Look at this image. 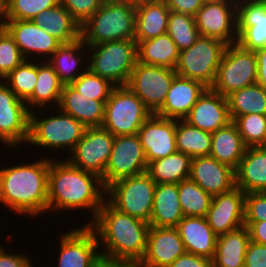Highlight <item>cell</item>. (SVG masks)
Masks as SVG:
<instances>
[{
    "label": "cell",
    "mask_w": 266,
    "mask_h": 267,
    "mask_svg": "<svg viewBox=\"0 0 266 267\" xmlns=\"http://www.w3.org/2000/svg\"><path fill=\"white\" fill-rule=\"evenodd\" d=\"M249 232V237L252 242L257 244L266 245V220L244 223Z\"/></svg>",
    "instance_id": "f5cc1de1"
},
{
    "label": "cell",
    "mask_w": 266,
    "mask_h": 267,
    "mask_svg": "<svg viewBox=\"0 0 266 267\" xmlns=\"http://www.w3.org/2000/svg\"><path fill=\"white\" fill-rule=\"evenodd\" d=\"M179 200L184 216L206 217L213 196L191 179L178 183Z\"/></svg>",
    "instance_id": "f35d334b"
},
{
    "label": "cell",
    "mask_w": 266,
    "mask_h": 267,
    "mask_svg": "<svg viewBox=\"0 0 266 267\" xmlns=\"http://www.w3.org/2000/svg\"><path fill=\"white\" fill-rule=\"evenodd\" d=\"M37 61L24 60L12 72L2 79L16 96L26 102L33 94L37 81Z\"/></svg>",
    "instance_id": "60d3db41"
},
{
    "label": "cell",
    "mask_w": 266,
    "mask_h": 267,
    "mask_svg": "<svg viewBox=\"0 0 266 267\" xmlns=\"http://www.w3.org/2000/svg\"><path fill=\"white\" fill-rule=\"evenodd\" d=\"M237 2L220 0L204 2L195 18L200 36L222 40L227 45L237 42Z\"/></svg>",
    "instance_id": "9a60e30c"
},
{
    "label": "cell",
    "mask_w": 266,
    "mask_h": 267,
    "mask_svg": "<svg viewBox=\"0 0 266 267\" xmlns=\"http://www.w3.org/2000/svg\"><path fill=\"white\" fill-rule=\"evenodd\" d=\"M63 85L53 66L47 60H38L35 88L32 96L25 102L28 110L31 112L38 108L43 111L50 105L58 107Z\"/></svg>",
    "instance_id": "1f68e13d"
},
{
    "label": "cell",
    "mask_w": 266,
    "mask_h": 267,
    "mask_svg": "<svg viewBox=\"0 0 266 267\" xmlns=\"http://www.w3.org/2000/svg\"><path fill=\"white\" fill-rule=\"evenodd\" d=\"M246 149L247 146L233 121L211 133L210 156L234 170L237 169Z\"/></svg>",
    "instance_id": "d6a6232c"
},
{
    "label": "cell",
    "mask_w": 266,
    "mask_h": 267,
    "mask_svg": "<svg viewBox=\"0 0 266 267\" xmlns=\"http://www.w3.org/2000/svg\"><path fill=\"white\" fill-rule=\"evenodd\" d=\"M245 195L240 188L213 196L206 220L217 236L244 226Z\"/></svg>",
    "instance_id": "ffe728a7"
},
{
    "label": "cell",
    "mask_w": 266,
    "mask_h": 267,
    "mask_svg": "<svg viewBox=\"0 0 266 267\" xmlns=\"http://www.w3.org/2000/svg\"><path fill=\"white\" fill-rule=\"evenodd\" d=\"M203 83L176 75L157 116L183 120L207 89Z\"/></svg>",
    "instance_id": "cb8c5ba5"
},
{
    "label": "cell",
    "mask_w": 266,
    "mask_h": 267,
    "mask_svg": "<svg viewBox=\"0 0 266 267\" xmlns=\"http://www.w3.org/2000/svg\"><path fill=\"white\" fill-rule=\"evenodd\" d=\"M257 57V84L266 90V47L255 51Z\"/></svg>",
    "instance_id": "db71d44e"
},
{
    "label": "cell",
    "mask_w": 266,
    "mask_h": 267,
    "mask_svg": "<svg viewBox=\"0 0 266 267\" xmlns=\"http://www.w3.org/2000/svg\"><path fill=\"white\" fill-rule=\"evenodd\" d=\"M226 45L222 40L199 36L190 48L179 52L176 74L199 81L210 88L215 81Z\"/></svg>",
    "instance_id": "9c48e42d"
},
{
    "label": "cell",
    "mask_w": 266,
    "mask_h": 267,
    "mask_svg": "<svg viewBox=\"0 0 266 267\" xmlns=\"http://www.w3.org/2000/svg\"><path fill=\"white\" fill-rule=\"evenodd\" d=\"M82 54L87 57L88 51L87 45L80 38L71 43L61 44L47 61L53 66L54 71L63 84H71L88 69L86 67L88 66L86 64L88 59L83 60ZM83 65L85 68L82 69Z\"/></svg>",
    "instance_id": "f546056e"
},
{
    "label": "cell",
    "mask_w": 266,
    "mask_h": 267,
    "mask_svg": "<svg viewBox=\"0 0 266 267\" xmlns=\"http://www.w3.org/2000/svg\"><path fill=\"white\" fill-rule=\"evenodd\" d=\"M155 186L150 175L144 172L111 184L107 188L106 199L119 211L149 223Z\"/></svg>",
    "instance_id": "ba28073f"
},
{
    "label": "cell",
    "mask_w": 266,
    "mask_h": 267,
    "mask_svg": "<svg viewBox=\"0 0 266 267\" xmlns=\"http://www.w3.org/2000/svg\"><path fill=\"white\" fill-rule=\"evenodd\" d=\"M0 22L14 39L25 60H30L31 57V60L37 58V60H48L61 45L56 38L32 20H0Z\"/></svg>",
    "instance_id": "2e32d148"
},
{
    "label": "cell",
    "mask_w": 266,
    "mask_h": 267,
    "mask_svg": "<svg viewBox=\"0 0 266 267\" xmlns=\"http://www.w3.org/2000/svg\"><path fill=\"white\" fill-rule=\"evenodd\" d=\"M183 217L178 184H156L149 225L152 227H176Z\"/></svg>",
    "instance_id": "f1b7e54d"
},
{
    "label": "cell",
    "mask_w": 266,
    "mask_h": 267,
    "mask_svg": "<svg viewBox=\"0 0 266 267\" xmlns=\"http://www.w3.org/2000/svg\"><path fill=\"white\" fill-rule=\"evenodd\" d=\"M88 69L117 86H126L137 62L134 39L103 42L87 46ZM90 55V56H89Z\"/></svg>",
    "instance_id": "5b68a950"
},
{
    "label": "cell",
    "mask_w": 266,
    "mask_h": 267,
    "mask_svg": "<svg viewBox=\"0 0 266 267\" xmlns=\"http://www.w3.org/2000/svg\"><path fill=\"white\" fill-rule=\"evenodd\" d=\"M203 2H216V1H220V0H202Z\"/></svg>",
    "instance_id": "91938a15"
},
{
    "label": "cell",
    "mask_w": 266,
    "mask_h": 267,
    "mask_svg": "<svg viewBox=\"0 0 266 267\" xmlns=\"http://www.w3.org/2000/svg\"><path fill=\"white\" fill-rule=\"evenodd\" d=\"M122 1L134 3L136 5V4H139V3H142V2H146V1H150V0H122Z\"/></svg>",
    "instance_id": "6f0895ef"
},
{
    "label": "cell",
    "mask_w": 266,
    "mask_h": 267,
    "mask_svg": "<svg viewBox=\"0 0 266 267\" xmlns=\"http://www.w3.org/2000/svg\"><path fill=\"white\" fill-rule=\"evenodd\" d=\"M47 212L90 209L94 220L106 200L102 178L71 165L67 158L51 160L48 171Z\"/></svg>",
    "instance_id": "6da1fadb"
},
{
    "label": "cell",
    "mask_w": 266,
    "mask_h": 267,
    "mask_svg": "<svg viewBox=\"0 0 266 267\" xmlns=\"http://www.w3.org/2000/svg\"><path fill=\"white\" fill-rule=\"evenodd\" d=\"M171 11L195 16L202 7V0H163Z\"/></svg>",
    "instance_id": "816d5d0a"
},
{
    "label": "cell",
    "mask_w": 266,
    "mask_h": 267,
    "mask_svg": "<svg viewBox=\"0 0 266 267\" xmlns=\"http://www.w3.org/2000/svg\"><path fill=\"white\" fill-rule=\"evenodd\" d=\"M168 267H214L213 260L188 252L178 257Z\"/></svg>",
    "instance_id": "f907efd6"
},
{
    "label": "cell",
    "mask_w": 266,
    "mask_h": 267,
    "mask_svg": "<svg viewBox=\"0 0 266 267\" xmlns=\"http://www.w3.org/2000/svg\"><path fill=\"white\" fill-rule=\"evenodd\" d=\"M60 4V0H7L0 20H32L43 10Z\"/></svg>",
    "instance_id": "b9f144b4"
},
{
    "label": "cell",
    "mask_w": 266,
    "mask_h": 267,
    "mask_svg": "<svg viewBox=\"0 0 266 267\" xmlns=\"http://www.w3.org/2000/svg\"><path fill=\"white\" fill-rule=\"evenodd\" d=\"M32 21L61 44L71 43L81 38V25L61 3L43 10Z\"/></svg>",
    "instance_id": "4dcf8cb0"
},
{
    "label": "cell",
    "mask_w": 266,
    "mask_h": 267,
    "mask_svg": "<svg viewBox=\"0 0 266 267\" xmlns=\"http://www.w3.org/2000/svg\"><path fill=\"white\" fill-rule=\"evenodd\" d=\"M92 267H138V265L132 261L113 259L100 255Z\"/></svg>",
    "instance_id": "11a10c76"
},
{
    "label": "cell",
    "mask_w": 266,
    "mask_h": 267,
    "mask_svg": "<svg viewBox=\"0 0 266 267\" xmlns=\"http://www.w3.org/2000/svg\"><path fill=\"white\" fill-rule=\"evenodd\" d=\"M114 138L115 136L102 126L87 127L67 161L76 168L102 178L113 148Z\"/></svg>",
    "instance_id": "4fadbf2b"
},
{
    "label": "cell",
    "mask_w": 266,
    "mask_h": 267,
    "mask_svg": "<svg viewBox=\"0 0 266 267\" xmlns=\"http://www.w3.org/2000/svg\"><path fill=\"white\" fill-rule=\"evenodd\" d=\"M103 2L104 0H60L64 8L80 25L95 13Z\"/></svg>",
    "instance_id": "7dc6e473"
},
{
    "label": "cell",
    "mask_w": 266,
    "mask_h": 267,
    "mask_svg": "<svg viewBox=\"0 0 266 267\" xmlns=\"http://www.w3.org/2000/svg\"><path fill=\"white\" fill-rule=\"evenodd\" d=\"M148 163L139 137L115 136L102 182L107 189L114 182L147 172Z\"/></svg>",
    "instance_id": "7c38bea8"
},
{
    "label": "cell",
    "mask_w": 266,
    "mask_h": 267,
    "mask_svg": "<svg viewBox=\"0 0 266 267\" xmlns=\"http://www.w3.org/2000/svg\"><path fill=\"white\" fill-rule=\"evenodd\" d=\"M135 23L134 3L104 0L100 8L81 25V38L87 46L134 39Z\"/></svg>",
    "instance_id": "277c9868"
},
{
    "label": "cell",
    "mask_w": 266,
    "mask_h": 267,
    "mask_svg": "<svg viewBox=\"0 0 266 267\" xmlns=\"http://www.w3.org/2000/svg\"><path fill=\"white\" fill-rule=\"evenodd\" d=\"M137 136L148 164L177 151L175 119L152 114L140 127Z\"/></svg>",
    "instance_id": "d6986e66"
},
{
    "label": "cell",
    "mask_w": 266,
    "mask_h": 267,
    "mask_svg": "<svg viewBox=\"0 0 266 267\" xmlns=\"http://www.w3.org/2000/svg\"><path fill=\"white\" fill-rule=\"evenodd\" d=\"M30 111L24 101L4 83L0 82V141L7 148H18L29 138Z\"/></svg>",
    "instance_id": "5bb4252c"
},
{
    "label": "cell",
    "mask_w": 266,
    "mask_h": 267,
    "mask_svg": "<svg viewBox=\"0 0 266 267\" xmlns=\"http://www.w3.org/2000/svg\"><path fill=\"white\" fill-rule=\"evenodd\" d=\"M87 222L97 235L99 247L104 246L102 256L137 264L144 257L150 229L146 221L119 211L106 199L96 218Z\"/></svg>",
    "instance_id": "7a4b0ae2"
},
{
    "label": "cell",
    "mask_w": 266,
    "mask_h": 267,
    "mask_svg": "<svg viewBox=\"0 0 266 267\" xmlns=\"http://www.w3.org/2000/svg\"><path fill=\"white\" fill-rule=\"evenodd\" d=\"M264 220H266V192L246 193L244 223Z\"/></svg>",
    "instance_id": "bcb514c9"
},
{
    "label": "cell",
    "mask_w": 266,
    "mask_h": 267,
    "mask_svg": "<svg viewBox=\"0 0 266 267\" xmlns=\"http://www.w3.org/2000/svg\"><path fill=\"white\" fill-rule=\"evenodd\" d=\"M183 120L203 131L216 132L232 122L227 97L207 88Z\"/></svg>",
    "instance_id": "7402d4cb"
},
{
    "label": "cell",
    "mask_w": 266,
    "mask_h": 267,
    "mask_svg": "<svg viewBox=\"0 0 266 267\" xmlns=\"http://www.w3.org/2000/svg\"><path fill=\"white\" fill-rule=\"evenodd\" d=\"M167 34L179 51L190 48L200 36L194 16L176 11L169 13Z\"/></svg>",
    "instance_id": "ab89813d"
},
{
    "label": "cell",
    "mask_w": 266,
    "mask_h": 267,
    "mask_svg": "<svg viewBox=\"0 0 266 267\" xmlns=\"http://www.w3.org/2000/svg\"><path fill=\"white\" fill-rule=\"evenodd\" d=\"M237 44L249 51L266 47V0L237 2Z\"/></svg>",
    "instance_id": "ac0fdd59"
},
{
    "label": "cell",
    "mask_w": 266,
    "mask_h": 267,
    "mask_svg": "<svg viewBox=\"0 0 266 267\" xmlns=\"http://www.w3.org/2000/svg\"><path fill=\"white\" fill-rule=\"evenodd\" d=\"M227 101L232 121L246 114L266 115V90L257 83L232 92Z\"/></svg>",
    "instance_id": "8d00e7d4"
},
{
    "label": "cell",
    "mask_w": 266,
    "mask_h": 267,
    "mask_svg": "<svg viewBox=\"0 0 266 267\" xmlns=\"http://www.w3.org/2000/svg\"><path fill=\"white\" fill-rule=\"evenodd\" d=\"M189 179L215 196L235 187V170L210 155L198 156L191 160Z\"/></svg>",
    "instance_id": "603a6c76"
},
{
    "label": "cell",
    "mask_w": 266,
    "mask_h": 267,
    "mask_svg": "<svg viewBox=\"0 0 266 267\" xmlns=\"http://www.w3.org/2000/svg\"><path fill=\"white\" fill-rule=\"evenodd\" d=\"M258 147L266 150V129H265V133H264V137H263L262 143Z\"/></svg>",
    "instance_id": "9f6ffc18"
},
{
    "label": "cell",
    "mask_w": 266,
    "mask_h": 267,
    "mask_svg": "<svg viewBox=\"0 0 266 267\" xmlns=\"http://www.w3.org/2000/svg\"><path fill=\"white\" fill-rule=\"evenodd\" d=\"M246 226L217 237L214 267H244V259L250 242Z\"/></svg>",
    "instance_id": "836d02e7"
},
{
    "label": "cell",
    "mask_w": 266,
    "mask_h": 267,
    "mask_svg": "<svg viewBox=\"0 0 266 267\" xmlns=\"http://www.w3.org/2000/svg\"><path fill=\"white\" fill-rule=\"evenodd\" d=\"M70 85L82 96L97 101H107L116 87L109 80L93 74L89 69L79 75Z\"/></svg>",
    "instance_id": "7bdbcfd3"
},
{
    "label": "cell",
    "mask_w": 266,
    "mask_h": 267,
    "mask_svg": "<svg viewBox=\"0 0 266 267\" xmlns=\"http://www.w3.org/2000/svg\"><path fill=\"white\" fill-rule=\"evenodd\" d=\"M105 103L106 101L86 98L70 84H64L57 108L86 127H100L105 117Z\"/></svg>",
    "instance_id": "484cf974"
},
{
    "label": "cell",
    "mask_w": 266,
    "mask_h": 267,
    "mask_svg": "<svg viewBox=\"0 0 266 267\" xmlns=\"http://www.w3.org/2000/svg\"><path fill=\"white\" fill-rule=\"evenodd\" d=\"M244 267H266V245L250 241L245 254Z\"/></svg>",
    "instance_id": "c3c4849f"
},
{
    "label": "cell",
    "mask_w": 266,
    "mask_h": 267,
    "mask_svg": "<svg viewBox=\"0 0 266 267\" xmlns=\"http://www.w3.org/2000/svg\"><path fill=\"white\" fill-rule=\"evenodd\" d=\"M49 164L50 158L42 157L32 163L0 167V203L18 215L47 213Z\"/></svg>",
    "instance_id": "3957f363"
},
{
    "label": "cell",
    "mask_w": 266,
    "mask_h": 267,
    "mask_svg": "<svg viewBox=\"0 0 266 267\" xmlns=\"http://www.w3.org/2000/svg\"><path fill=\"white\" fill-rule=\"evenodd\" d=\"M235 187L244 193L266 192V150L247 147L235 170Z\"/></svg>",
    "instance_id": "4316f807"
},
{
    "label": "cell",
    "mask_w": 266,
    "mask_h": 267,
    "mask_svg": "<svg viewBox=\"0 0 266 267\" xmlns=\"http://www.w3.org/2000/svg\"><path fill=\"white\" fill-rule=\"evenodd\" d=\"M59 239L58 267H92L101 255L97 235L89 225L61 233Z\"/></svg>",
    "instance_id": "e0dca14e"
},
{
    "label": "cell",
    "mask_w": 266,
    "mask_h": 267,
    "mask_svg": "<svg viewBox=\"0 0 266 267\" xmlns=\"http://www.w3.org/2000/svg\"><path fill=\"white\" fill-rule=\"evenodd\" d=\"M176 148L191 158L208 156L211 152V133L184 120H176Z\"/></svg>",
    "instance_id": "74e56055"
},
{
    "label": "cell",
    "mask_w": 266,
    "mask_h": 267,
    "mask_svg": "<svg viewBox=\"0 0 266 267\" xmlns=\"http://www.w3.org/2000/svg\"><path fill=\"white\" fill-rule=\"evenodd\" d=\"M152 114L127 86H117L105 103L102 127L114 136L135 135Z\"/></svg>",
    "instance_id": "52a82bcc"
},
{
    "label": "cell",
    "mask_w": 266,
    "mask_h": 267,
    "mask_svg": "<svg viewBox=\"0 0 266 267\" xmlns=\"http://www.w3.org/2000/svg\"><path fill=\"white\" fill-rule=\"evenodd\" d=\"M176 75L173 69L137 61L126 86L155 114L163 106Z\"/></svg>",
    "instance_id": "8fae6325"
},
{
    "label": "cell",
    "mask_w": 266,
    "mask_h": 267,
    "mask_svg": "<svg viewBox=\"0 0 266 267\" xmlns=\"http://www.w3.org/2000/svg\"><path fill=\"white\" fill-rule=\"evenodd\" d=\"M0 244V267H33L31 256L10 253Z\"/></svg>",
    "instance_id": "681fc988"
},
{
    "label": "cell",
    "mask_w": 266,
    "mask_h": 267,
    "mask_svg": "<svg viewBox=\"0 0 266 267\" xmlns=\"http://www.w3.org/2000/svg\"><path fill=\"white\" fill-rule=\"evenodd\" d=\"M7 0H0V14L3 11Z\"/></svg>",
    "instance_id": "680465c9"
},
{
    "label": "cell",
    "mask_w": 266,
    "mask_h": 267,
    "mask_svg": "<svg viewBox=\"0 0 266 267\" xmlns=\"http://www.w3.org/2000/svg\"><path fill=\"white\" fill-rule=\"evenodd\" d=\"M24 60L14 39L0 22V80L6 77Z\"/></svg>",
    "instance_id": "f6af8a7d"
},
{
    "label": "cell",
    "mask_w": 266,
    "mask_h": 267,
    "mask_svg": "<svg viewBox=\"0 0 266 267\" xmlns=\"http://www.w3.org/2000/svg\"><path fill=\"white\" fill-rule=\"evenodd\" d=\"M176 229L186 252L213 260L218 236L205 217L184 216Z\"/></svg>",
    "instance_id": "d4e9b609"
},
{
    "label": "cell",
    "mask_w": 266,
    "mask_h": 267,
    "mask_svg": "<svg viewBox=\"0 0 266 267\" xmlns=\"http://www.w3.org/2000/svg\"><path fill=\"white\" fill-rule=\"evenodd\" d=\"M169 7L163 0H150L135 5L136 43L167 33Z\"/></svg>",
    "instance_id": "83f0119b"
},
{
    "label": "cell",
    "mask_w": 266,
    "mask_h": 267,
    "mask_svg": "<svg viewBox=\"0 0 266 267\" xmlns=\"http://www.w3.org/2000/svg\"><path fill=\"white\" fill-rule=\"evenodd\" d=\"M254 83H257L255 51L245 50L237 43L226 45L215 81L210 88L227 97L232 92Z\"/></svg>",
    "instance_id": "30bf717a"
},
{
    "label": "cell",
    "mask_w": 266,
    "mask_h": 267,
    "mask_svg": "<svg viewBox=\"0 0 266 267\" xmlns=\"http://www.w3.org/2000/svg\"><path fill=\"white\" fill-rule=\"evenodd\" d=\"M179 52L175 42L167 33L137 43V61L148 65L175 70Z\"/></svg>",
    "instance_id": "e575fe53"
},
{
    "label": "cell",
    "mask_w": 266,
    "mask_h": 267,
    "mask_svg": "<svg viewBox=\"0 0 266 267\" xmlns=\"http://www.w3.org/2000/svg\"><path fill=\"white\" fill-rule=\"evenodd\" d=\"M192 158L176 151L148 164L147 173L156 184H178L189 179Z\"/></svg>",
    "instance_id": "d590c367"
},
{
    "label": "cell",
    "mask_w": 266,
    "mask_h": 267,
    "mask_svg": "<svg viewBox=\"0 0 266 267\" xmlns=\"http://www.w3.org/2000/svg\"><path fill=\"white\" fill-rule=\"evenodd\" d=\"M54 109H57L58 113L46 115L45 118H40L41 109L38 113L37 111L30 112L28 146L30 144V146L45 147V151L47 148L56 151L67 149L70 154L83 137L87 127L71 115L58 108L54 107Z\"/></svg>",
    "instance_id": "8992f818"
},
{
    "label": "cell",
    "mask_w": 266,
    "mask_h": 267,
    "mask_svg": "<svg viewBox=\"0 0 266 267\" xmlns=\"http://www.w3.org/2000/svg\"><path fill=\"white\" fill-rule=\"evenodd\" d=\"M186 252L176 227H152L147 236V247L138 267H168Z\"/></svg>",
    "instance_id": "44dd1931"
},
{
    "label": "cell",
    "mask_w": 266,
    "mask_h": 267,
    "mask_svg": "<svg viewBox=\"0 0 266 267\" xmlns=\"http://www.w3.org/2000/svg\"><path fill=\"white\" fill-rule=\"evenodd\" d=\"M247 147H258L263 140L266 129V115L246 114L233 121Z\"/></svg>",
    "instance_id": "ee69618b"
}]
</instances>
